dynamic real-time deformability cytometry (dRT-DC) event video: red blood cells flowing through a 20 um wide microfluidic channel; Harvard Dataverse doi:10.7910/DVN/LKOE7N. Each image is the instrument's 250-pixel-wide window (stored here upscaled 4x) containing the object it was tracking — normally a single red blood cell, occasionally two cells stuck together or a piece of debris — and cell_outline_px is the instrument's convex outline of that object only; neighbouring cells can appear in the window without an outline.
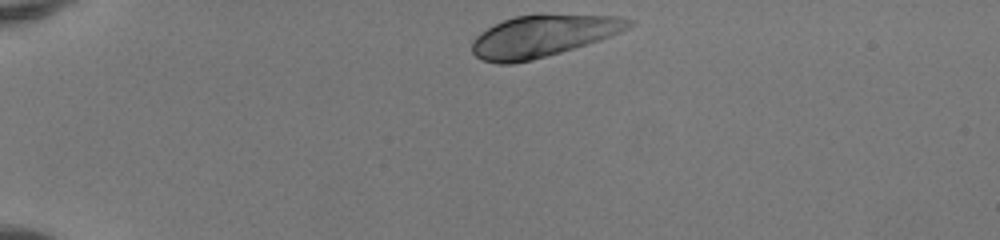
{"species": "human", "species_latin": "Homo sapiens", "temperature_condition": "room temperature", "stored_images_in_passage": 37, "camera_frame_rate_fps": 3000, "um_per_image_px": 0.085, "donor": {"sex": "female"}, "frame": {"image": 1, "passage_image": 1, "time_ms": 0.0, "image_size_px": [1000, 240], "cell_outline_px": [[636, 24], [612, 36], [560, 52], [532, 60], [512, 64], [496, 64], [484, 60], [476, 56], [472, 52], [472, 40], [480, 32], [504, 20], [516, 16], [536, 12], [540, 12], [620, 16], [632, 20]], "centroid_in_image_um": [46.18, 3.01], "position_along_channel_um": 38.8, "area_um2": 38.9}}
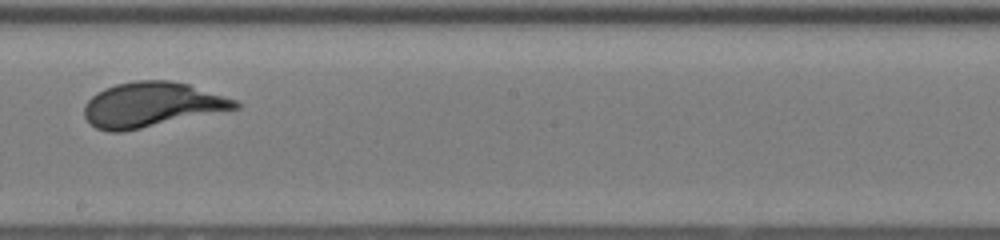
{"frame": {"image": 2, "passage_image": 20, "time_ms": 6.333, "image_size_px": [1000, 240], "cell_outline_px": [[240, 108], [120, 132], [108, 132], [96, 128], [84, 116], [84, 104], [96, 92], [104, 88], [116, 84], [136, 80], [168, 80], [188, 84], [236, 100], [240, 104]], "centroid_in_image_um": [12.86, 8.89], "position_along_channel_um": 235.3, "area_um2": 39.13}}
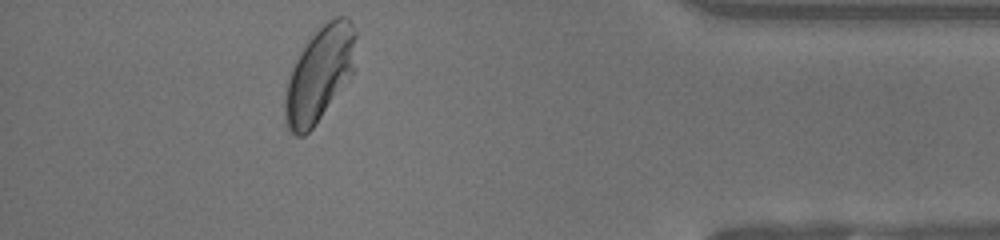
{"frame": {"image": 3, "passage_image": 35, "time_ms": 11.333, "image_size_px": [1000, 240], "cell_outline_px": [[356, 36], [352, 72], [316, 124], [304, 136], [296, 136], [288, 128], [284, 116], [284, 92], [292, 68], [304, 44], [328, 20], [336, 16], [348, 16], [356, 32]], "centroid_in_image_um": [27.12, 6.3], "position_along_channel_um": 408.1, "area_um2": 38.49}, "authors_computed_cell_mechanics": {"area_um2": 38.5526, "velocity_mm_per_s": 4.1005, "shape_relaxation_time_tau1_ms": 3.1426, "shape_relaxation_time_tau2_ms": null, "deformation_change_tau1": 0.2022, "deformation_change_tau2": null}}